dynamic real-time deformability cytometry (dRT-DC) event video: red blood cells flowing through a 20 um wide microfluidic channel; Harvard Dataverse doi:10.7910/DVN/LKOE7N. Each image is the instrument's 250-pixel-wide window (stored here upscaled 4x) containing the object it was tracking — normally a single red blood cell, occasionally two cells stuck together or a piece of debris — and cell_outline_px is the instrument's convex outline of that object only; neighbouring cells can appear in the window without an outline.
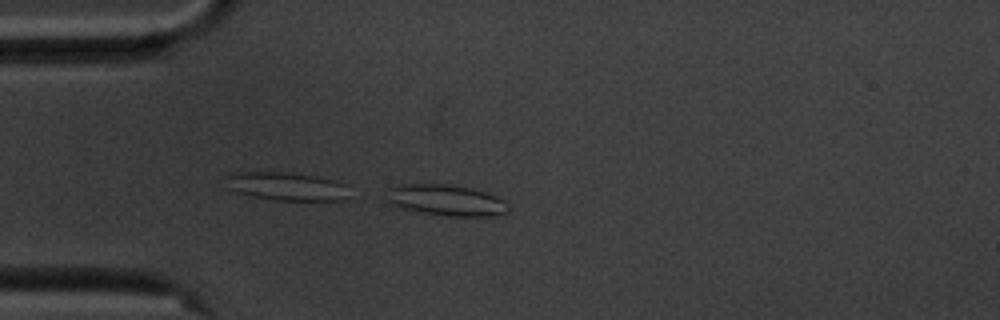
{"species": "common noctule bat (a hibernating species)", "species_latin": "Nyctalus noctula", "temperature_condition": "cold", "stored_images_in_passage": 13, "camera_frame_rate_fps": 3000, "um_per_image_px": 0.085, "animal": {"sex": "male", "body_mass_g": 20.1, "forearm_length_mm": 53.5}, "frame": {"image": 1, "passage_image": 13, "time_ms": 4.0, "image_size_px": [1000, 320], "cell_outline_px": [[508, 208], [504, 212], [492, 216], [448, 216], [420, 212], [396, 208], [384, 200], [388, 188], [396, 184], [448, 184], [468, 188], [484, 192], [496, 196], [504, 200], [508, 204]], "centroid_in_image_um": [37.8, 17.02], "position_along_channel_um": 47.2, "area_um2": 22.25}}